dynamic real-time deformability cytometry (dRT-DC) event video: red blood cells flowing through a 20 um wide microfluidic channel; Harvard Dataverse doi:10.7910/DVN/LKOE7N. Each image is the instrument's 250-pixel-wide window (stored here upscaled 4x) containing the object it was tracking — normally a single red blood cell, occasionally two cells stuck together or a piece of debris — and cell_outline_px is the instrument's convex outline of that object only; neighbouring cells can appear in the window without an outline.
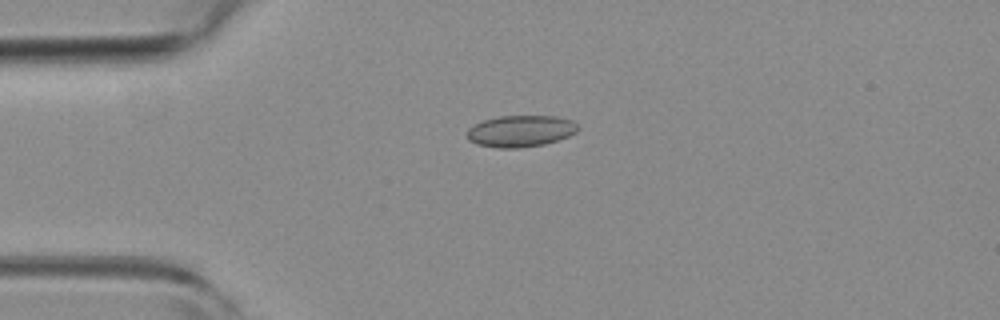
{"species": "common noctule bat (a hibernating species)", "species_latin": "Nyctalus noctula", "temperature_condition": "room temperature", "stored_images_in_passage": 5, "camera_frame_rate_fps": 3000, "um_per_image_px": 0.085, "animal": {"sex": "female", "body_mass_g": 19.3, "forearm_length_mm": 54.1}, "frame": {"image": 1, "passage_image": 4, "time_ms": 1.0, "image_size_px": [1000, 320], "cell_outline_px": [[580, 128], [576, 132], [568, 136], [544, 144], [520, 148], [496, 148], [476, 144], [468, 140], [468, 128], [484, 120], [500, 116], [556, 116], [572, 120]], "centroid_in_image_um": [44.25, 11.15], "position_along_channel_um": 40.7, "area_um2": 20.35}}